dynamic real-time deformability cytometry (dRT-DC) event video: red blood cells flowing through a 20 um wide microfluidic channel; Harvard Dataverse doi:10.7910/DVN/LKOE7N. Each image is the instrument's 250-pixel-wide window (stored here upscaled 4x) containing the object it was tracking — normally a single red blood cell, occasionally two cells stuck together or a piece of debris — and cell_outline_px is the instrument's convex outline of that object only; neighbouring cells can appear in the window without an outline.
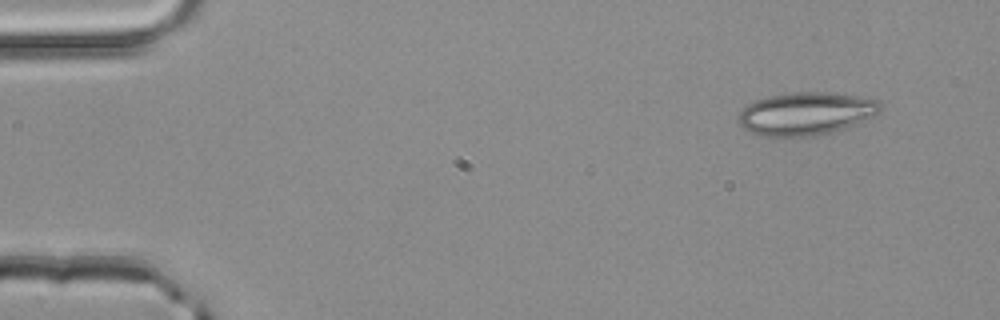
{"species": "common noctule bat (a hibernating species)", "species_latin": "Nyctalus noctula", "temperature_condition": "room temperature", "stored_images_in_passage": 3, "camera_frame_rate_fps": 3000, "um_per_image_px": 0.085, "animal": {"sex": "male", "body_mass_g": 20.4}, "frame": {"image": 1, "passage_image": 1, "time_ms": 0.0, "image_size_px": [1000, 320], "cell_outline_px": [[884, 104], [876, 112], [856, 124], [832, 132], [816, 136], [760, 136], [744, 128], [740, 124], [740, 112], [748, 104], [756, 100], [772, 96], [796, 92], [824, 92], [856, 96], [880, 100]], "centroid_in_image_um": [68.51, 9.66], "position_along_channel_um": 16.5, "area_um2": 34.85}}